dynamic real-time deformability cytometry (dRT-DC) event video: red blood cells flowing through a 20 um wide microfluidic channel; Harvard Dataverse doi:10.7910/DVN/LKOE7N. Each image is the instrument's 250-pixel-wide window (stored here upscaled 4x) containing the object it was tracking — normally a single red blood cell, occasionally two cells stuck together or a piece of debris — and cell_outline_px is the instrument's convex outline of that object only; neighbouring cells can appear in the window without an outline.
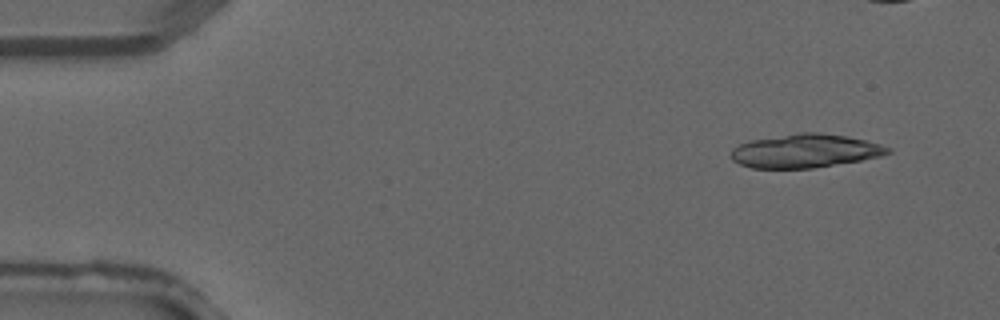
{"species": "common noctule bat (a hibernating species)", "species_latin": "Nyctalus noctula", "temperature_condition": "warm", "stored_images_in_passage": 4, "camera_frame_rate_fps": 3000, "um_per_image_px": 0.085, "animal": {"sex": "male", "forearm_length_mm": 52.5}, "frame": {"image": 1, "passage_image": 1, "time_ms": 0.0, "image_size_px": [1000, 320], "cell_outline_px": [[892, 152], [880, 156], [860, 160], [812, 168], [752, 168], [740, 164], [732, 160], [732, 148], [740, 144], [752, 140], [800, 132], [816, 132], [844, 136], [864, 140], [880, 144], [892, 148]], "centroid_in_image_um": [68.44, 12.83], "position_along_channel_um": 16.6, "area_um2": 30.35}}
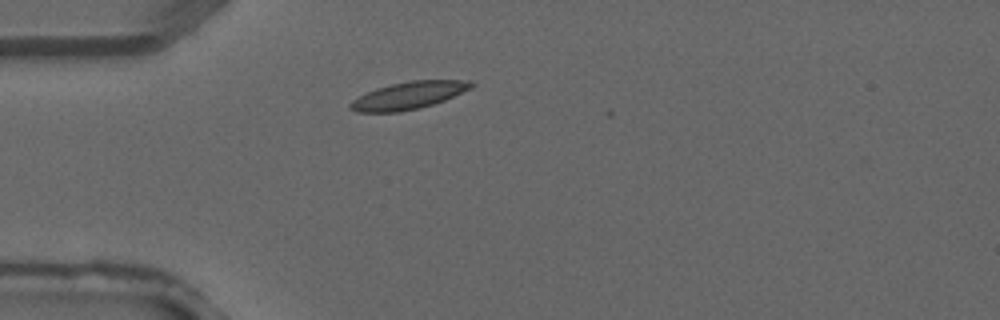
{"frame": {"image": 2, "passage_image": 4, "time_ms": 1.0, "image_size_px": [1000, 320], "cell_outline_px": [[476, 84], [472, 88], [444, 100], [432, 104], [400, 112], [356, 112], [348, 104], [352, 100], [376, 88], [392, 84], [412, 80], [472, 80]], "centroid_in_image_um": [34.77, 8.1], "position_along_channel_um": 50.2, "area_um2": 19.07}}